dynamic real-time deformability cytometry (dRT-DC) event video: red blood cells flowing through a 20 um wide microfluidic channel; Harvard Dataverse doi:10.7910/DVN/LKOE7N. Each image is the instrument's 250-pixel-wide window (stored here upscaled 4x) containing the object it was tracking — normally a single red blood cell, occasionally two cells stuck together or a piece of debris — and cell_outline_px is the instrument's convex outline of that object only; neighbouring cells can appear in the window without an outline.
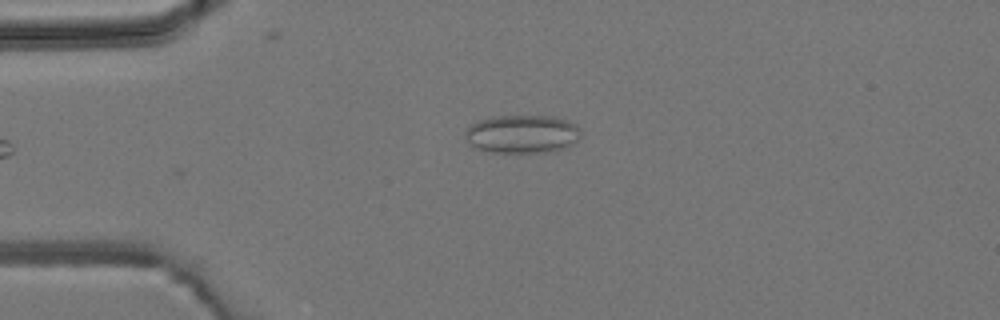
{"species": "common noctule bat (a hibernating species)", "species_latin": "Nyctalus noctula", "temperature_condition": "room temperature", "stored_images_in_passage": 5, "camera_frame_rate_fps": 3000, "um_per_image_px": 0.085, "animal": {"sex": "male", "body_mass_g": 19.2, "forearm_length_mm": 51.8}, "frame": {"image": 1, "passage_image": 5, "time_ms": 5.0, "image_size_px": [1000, 320], "cell_outline_px": [[580, 136], [572, 144], [564, 148], [548, 152], [492, 152], [476, 148], [468, 144], [464, 132], [476, 120], [492, 116], [552, 116], [576, 124], [580, 128]], "centroid_in_image_um": [44.35, 11.39], "position_along_channel_um": 40.6, "area_um2": 25.84}}